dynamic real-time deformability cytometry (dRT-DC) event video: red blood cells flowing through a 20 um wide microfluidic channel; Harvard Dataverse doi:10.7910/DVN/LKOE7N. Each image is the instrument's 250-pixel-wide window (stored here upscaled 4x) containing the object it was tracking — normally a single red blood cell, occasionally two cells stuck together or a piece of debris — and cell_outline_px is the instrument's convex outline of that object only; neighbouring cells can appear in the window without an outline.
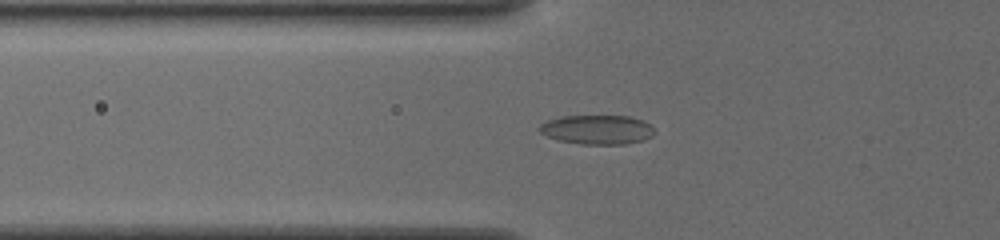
{"species": "common noctule bat (a hibernating species)", "species_latin": "Nyctalus noctula", "temperature_condition": "cold", "stored_images_in_passage": 56, "camera_frame_rate_fps": 3000, "um_per_image_px": 0.085, "animal": {"sex": "female", "body_mass_g": 19.5, "forearm_length_mm": 54.1}, "frame": {"image": 1, "passage_image": 22, "time_ms": 7.0, "image_size_px": [1000, 240], "cell_outline_px": [[656, 132], [652, 136], [644, 140], [624, 144], [580, 144], [556, 140], [540, 132], [536, 128], [540, 124], [548, 120], [560, 116], [628, 116], [644, 120]], "centroid_in_image_um": [50.74, 11.02], "position_along_channel_um": 75.1, "area_um2": 19.77}}
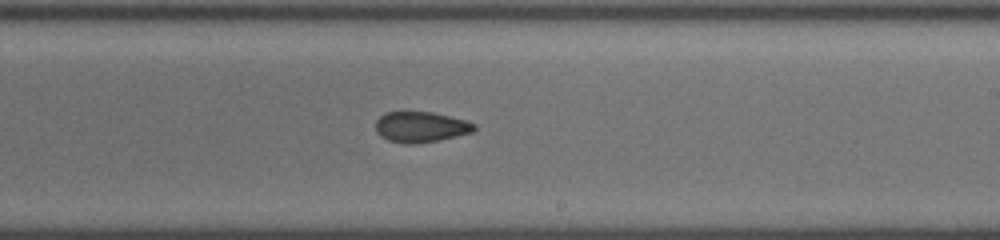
{"frame": {"image": 2, "passage_image": 36, "time_ms": 11.667, "image_size_px": [1000, 240], "cell_outline_px": [[476, 128], [472, 132], [456, 136], [416, 144], [404, 144], [388, 140], [380, 136], [376, 132], [376, 120], [384, 112], [432, 112], [464, 120], [476, 124]], "centroid_in_image_um": [35.73, 10.79], "position_along_channel_um": 253.3, "area_um2": 17.51}}
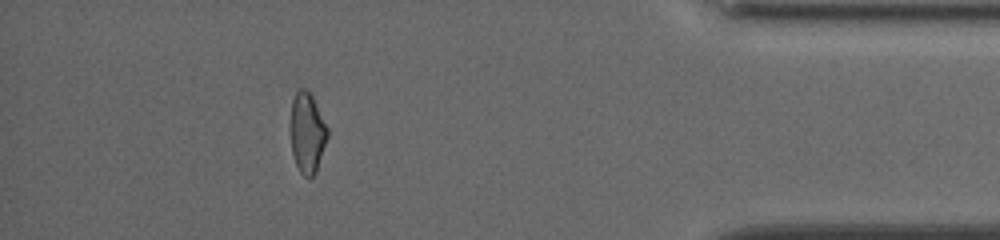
{"frame": {"image": 3, "passage_image": 51, "time_ms": 16.667, "image_size_px": [1000, 240], "cell_outline_px": [[328, 136], [316, 172], [312, 176], [304, 176], [300, 172], [296, 164], [292, 152], [292, 100], [296, 92], [300, 88], [304, 88], [312, 96], [328, 128]], "centroid_in_image_um": [26.14, 11.29], "position_along_channel_um": 409.1, "area_um2": 16.82}, "authors_computed_cell_mechanics": {"area_um2": 18.5827, "velocity_mm_per_s": 3.8575, "shape_relaxation_time_tau1_ms": null, "shape_relaxation_time_tau2_ms": 2.7429, "deformation_change_tau1": null, "deformation_change_tau2": 0.0668}}